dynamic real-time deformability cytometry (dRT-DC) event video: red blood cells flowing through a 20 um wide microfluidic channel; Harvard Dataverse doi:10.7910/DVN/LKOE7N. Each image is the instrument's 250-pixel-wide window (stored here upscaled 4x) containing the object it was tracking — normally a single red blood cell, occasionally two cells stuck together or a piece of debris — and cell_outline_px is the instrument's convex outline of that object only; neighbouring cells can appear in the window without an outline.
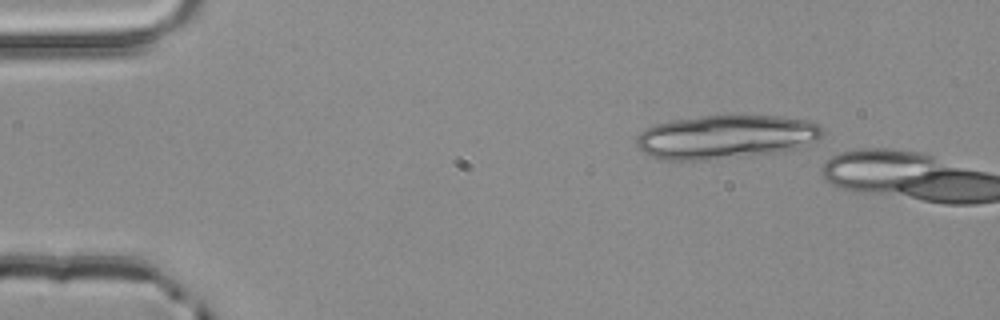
{"species": "common noctule bat (a hibernating species)", "species_latin": "Nyctalus noctula", "temperature_condition": "room temperature", "stored_images_in_passage": 6, "camera_frame_rate_fps": 3000, "um_per_image_px": 0.085, "animal": {"sex": "male", "body_mass_g": 20.4}, "frame": {"image": 1, "passage_image": 6, "time_ms": 1.667, "image_size_px": [1000, 320], "cell_outline_px": [[824, 136], [800, 148], [780, 152], [708, 160], [660, 160], [648, 156], [640, 152], [636, 144], [636, 140], [640, 132], [656, 124], [672, 120], [724, 112], [780, 116], [808, 120], [824, 128]], "centroid_in_image_um": [61.71, 11.6], "position_along_channel_um": 23.3, "area_um2": 49.07}}